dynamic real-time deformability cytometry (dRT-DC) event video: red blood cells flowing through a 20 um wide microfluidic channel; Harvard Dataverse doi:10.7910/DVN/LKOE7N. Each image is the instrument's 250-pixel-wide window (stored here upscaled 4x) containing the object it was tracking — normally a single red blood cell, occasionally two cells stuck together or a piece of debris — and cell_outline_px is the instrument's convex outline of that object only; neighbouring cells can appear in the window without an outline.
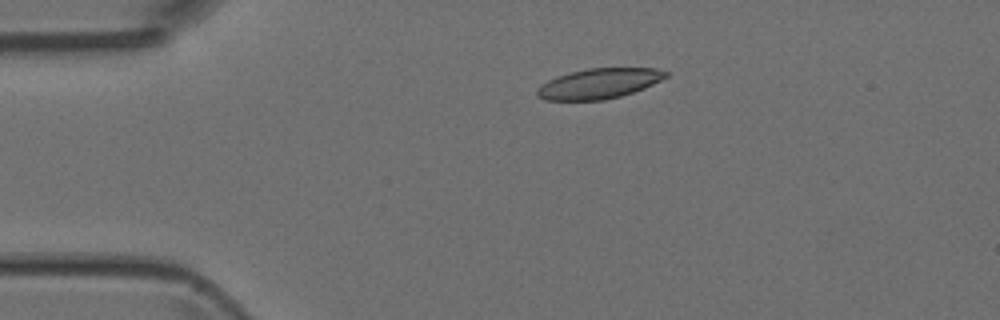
{"species": "Egyptian fruit bat (a non-hibernating species)", "species_latin": "Rousettus aegyptiacus", "temperature_condition": "room temperature", "stored_images_in_passage": 5, "camera_frame_rate_fps": 3000, "um_per_image_px": 0.085, "animal": {"sex": "female"}, "frame": {"image": 1, "passage_image": 4, "time_ms": 3.333, "image_size_px": [1000, 320], "cell_outline_px": [[668, 76], [644, 88], [620, 96], [604, 100], [544, 100], [536, 96], [536, 88], [540, 84], [556, 76], [588, 68], [656, 68], [668, 72]], "centroid_in_image_um": [50.86, 7.1], "position_along_channel_um": 34.1, "area_um2": 22.66}}